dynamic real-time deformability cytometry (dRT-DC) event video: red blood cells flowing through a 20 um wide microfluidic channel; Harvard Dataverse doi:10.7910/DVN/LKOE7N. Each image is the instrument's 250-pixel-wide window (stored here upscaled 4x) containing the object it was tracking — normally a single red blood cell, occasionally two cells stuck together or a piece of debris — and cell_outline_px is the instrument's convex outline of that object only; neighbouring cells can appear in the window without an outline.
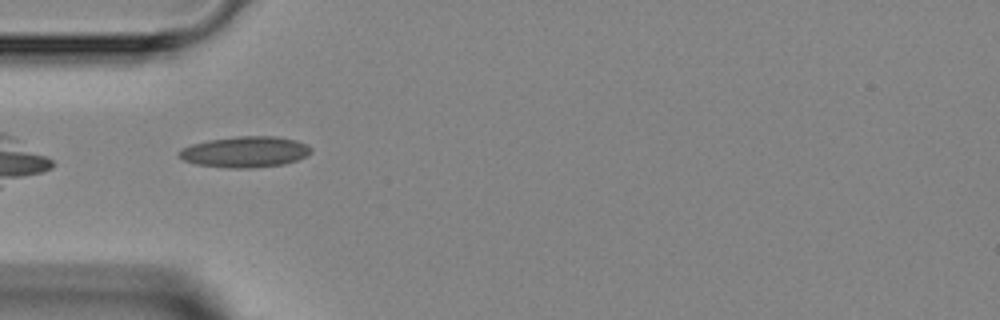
{"species": "Egyptian fruit bat (a non-hibernating species)", "species_latin": "Rousettus aegyptiacus", "temperature_condition": "room temperature", "stored_images_in_passage": 3, "camera_frame_rate_fps": 3000, "um_per_image_px": 0.085, "animal": {"sex": "female"}, "frame": {"image": 1, "passage_image": 3, "time_ms": 3.333, "image_size_px": [1000, 320], "cell_outline_px": [[312, 152], [296, 160], [284, 164], [252, 168], [228, 168], [196, 164], [184, 160], [176, 152], [180, 148], [192, 144], [208, 140], [236, 136], [276, 136], [296, 140], [308, 144], [312, 148]], "centroid_in_image_um": [20.83, 12.9], "position_along_channel_um": 64.2, "area_um2": 23.93}}